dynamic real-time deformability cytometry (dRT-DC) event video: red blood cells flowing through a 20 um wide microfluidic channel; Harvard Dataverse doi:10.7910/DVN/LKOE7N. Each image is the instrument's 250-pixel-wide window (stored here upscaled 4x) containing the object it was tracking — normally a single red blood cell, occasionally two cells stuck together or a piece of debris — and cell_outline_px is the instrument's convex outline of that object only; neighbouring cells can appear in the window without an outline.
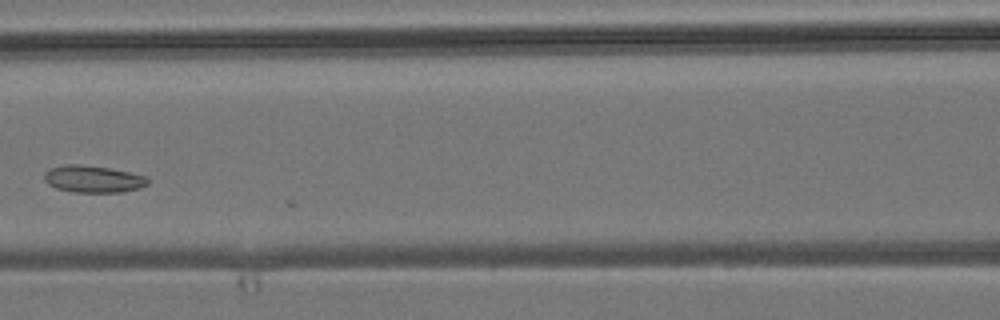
{"species": "common noctule bat (a hibernating species)", "species_latin": "Nyctalus noctula", "temperature_condition": "room temperature", "stored_images_in_passage": 5, "camera_frame_rate_fps": 3000, "um_per_image_px": 0.085, "animal": {"sex": "male", "body_mass_g": 19.2, "forearm_length_mm": 51.8}, "frame": {"image": 1, "passage_image": 5, "time_ms": 4.667, "image_size_px": [1000, 320], "cell_outline_px": [[148, 184], [140, 188], [120, 192], [72, 192], [56, 188], [48, 184], [44, 180], [44, 172], [48, 168], [64, 164], [80, 164], [108, 168], [148, 176]], "centroid_in_image_um": [7.88, 15.21], "position_along_channel_um": 158.7, "area_um2": 16.42}}